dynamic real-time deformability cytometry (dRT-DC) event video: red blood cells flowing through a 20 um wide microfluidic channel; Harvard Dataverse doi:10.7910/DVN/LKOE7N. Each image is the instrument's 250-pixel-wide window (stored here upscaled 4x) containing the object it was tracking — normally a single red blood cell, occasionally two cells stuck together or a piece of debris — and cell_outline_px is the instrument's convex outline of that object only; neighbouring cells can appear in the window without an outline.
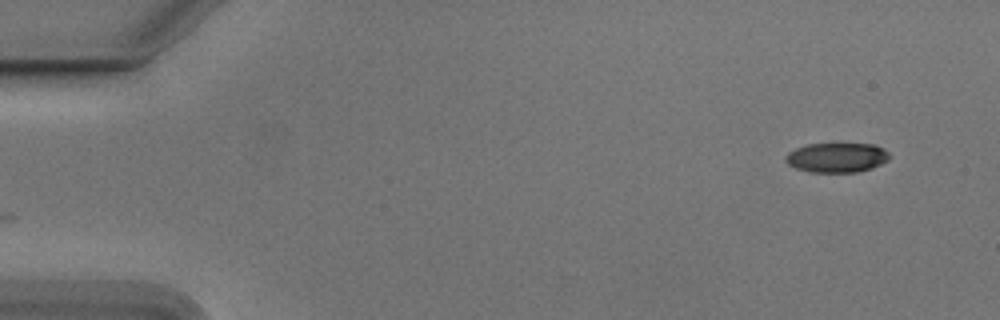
{"species": "Egyptian fruit bat (a non-hibernating species)", "species_latin": "Rousettus aegyptiacus", "temperature_condition": "cold", "stored_images_in_passage": 51, "camera_frame_rate_fps": 3000, "um_per_image_px": 0.085, "animal": {"sex": "male"}, "frame": {"image": 1, "passage_image": 1, "time_ms": 0.0, "image_size_px": [1000, 320], "cell_outline_px": [[892, 156], [888, 160], [872, 168], [856, 172], [808, 172], [796, 168], [788, 164], [784, 160], [784, 156], [788, 152], [796, 148], [808, 144], [876, 144], [884, 148]], "centroid_in_image_um": [71.13, 13.39], "position_along_channel_um": 13.9, "area_um2": 18.09}}
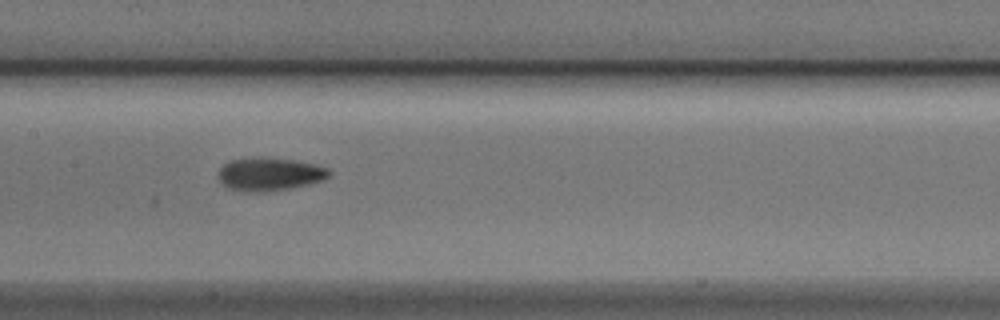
{"frame": {"image": 2, "passage_image": 24, "time_ms": 7.667, "image_size_px": [1000, 320], "cell_outline_px": [[332, 172], [324, 180], [292, 188], [264, 192], [240, 192], [228, 188], [216, 176], [220, 168], [224, 164], [232, 160], [292, 160], [316, 164], [328, 168]], "centroid_in_image_um": [22.93, 14.86], "position_along_channel_um": 184.5, "area_um2": 20.81}}
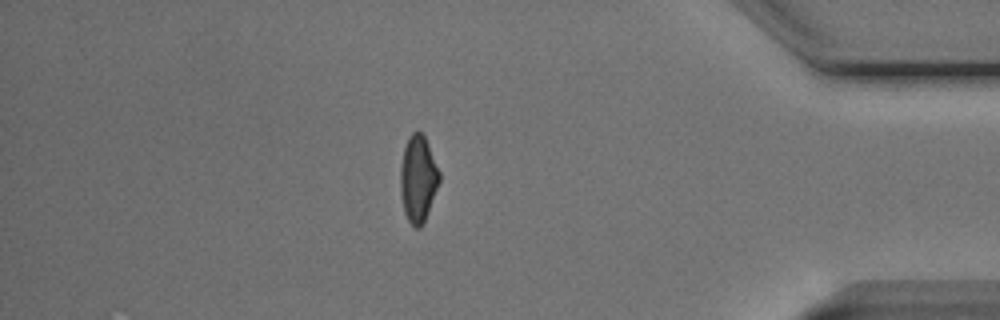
{"frame": {"image": 3, "passage_image": 44, "time_ms": 14.333, "image_size_px": [1000, 320], "cell_outline_px": [[440, 180], [424, 220], [420, 228], [416, 228], [408, 220], [404, 212], [400, 192], [400, 168], [404, 148], [408, 136], [412, 132], [420, 132], [424, 136], [428, 144], [440, 172]], "centroid_in_image_um": [35.52, 15.17], "position_along_channel_um": 399.7, "area_um2": 19.42}, "authors_computed_cell_mechanics": {"area_um2": 19.8832, "velocity_mm_per_s": 3.7866, "shape_relaxation_time_tau1_ms": 3.705, "shape_relaxation_time_tau2_ms": 3.7169, "deformation_change_tau1": 0.1391, "deformation_change_tau2": 0.0912}}